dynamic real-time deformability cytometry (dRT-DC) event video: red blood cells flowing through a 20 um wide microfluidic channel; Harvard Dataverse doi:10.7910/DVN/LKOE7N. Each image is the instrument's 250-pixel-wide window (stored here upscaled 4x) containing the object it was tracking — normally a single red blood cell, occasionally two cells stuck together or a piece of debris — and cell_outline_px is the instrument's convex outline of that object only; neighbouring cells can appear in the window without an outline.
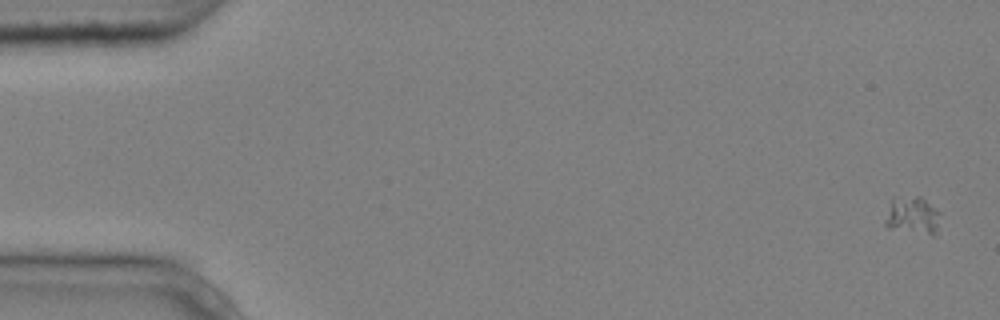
{"species": "common noctule bat (a hibernating species)", "species_latin": "Nyctalus noctula", "temperature_condition": "cold", "stored_images_in_passage": 5, "camera_frame_rate_fps": 3000, "um_per_image_px": 0.085, "animal": {"sex": "male", "body_mass_g": 20.4}, "frame": {"image": 1, "passage_image": 1, "time_ms": 0.0, "image_size_px": [1000, 320], "cell_outline_px": [[940, 212], [936, 228], [932, 236], [888, 228], [884, 224], [892, 200], [916, 196], [920, 196]], "centroid_in_image_um": [77.57, 18.36], "position_along_channel_um": 7.4, "area_um2": 11.62}}
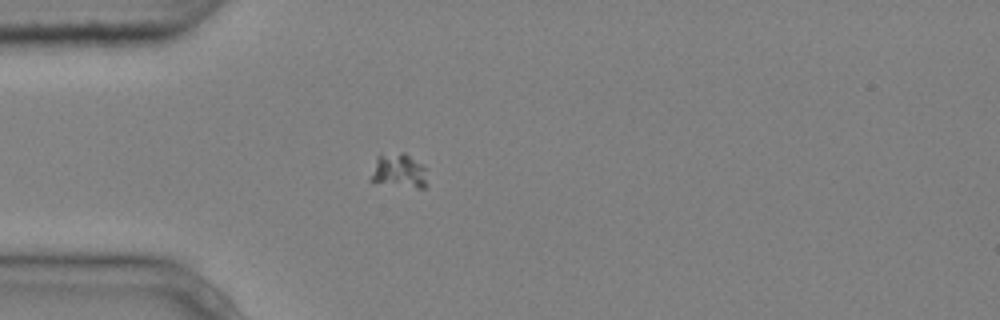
{"frame": {"image": 2, "passage_image": 5, "time_ms": 1.333, "image_size_px": [1000, 320], "cell_outline_px": [[428, 184], [424, 188], [416, 188], [368, 180], [376, 156], [380, 152], [404, 152], [420, 164], [424, 168]], "centroid_in_image_um": [33.85, 14.48], "position_along_channel_um": 51.1, "area_um2": 11.39}}